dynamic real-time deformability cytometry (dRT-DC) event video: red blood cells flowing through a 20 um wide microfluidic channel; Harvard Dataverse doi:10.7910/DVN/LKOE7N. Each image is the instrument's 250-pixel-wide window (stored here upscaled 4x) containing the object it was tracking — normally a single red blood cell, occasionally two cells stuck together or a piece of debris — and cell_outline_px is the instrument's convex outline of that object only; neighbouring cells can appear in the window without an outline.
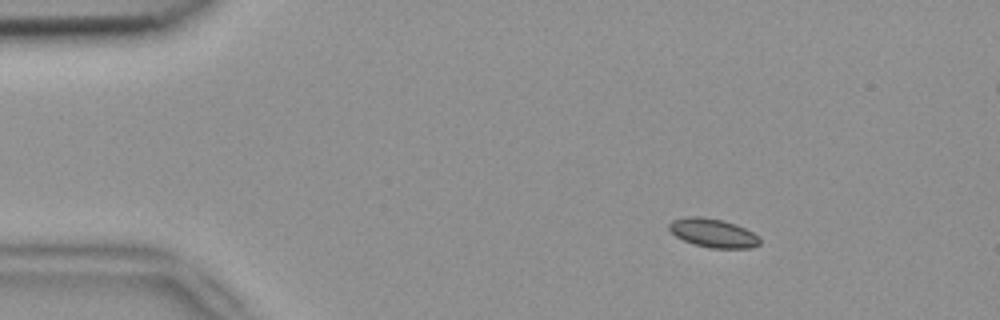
{"species": "common noctule bat (a hibernating species)", "species_latin": "Nyctalus noctula", "temperature_condition": "room temperature", "stored_images_in_passage": 5, "camera_frame_rate_fps": 3000, "um_per_image_px": 0.085, "animal": {"sex": "female", "body_mass_g": 18.4}, "frame": {"image": 1, "passage_image": 1, "time_ms": 0.0, "image_size_px": [1000, 320], "cell_outline_px": [[760, 244], [752, 248], [712, 248], [692, 244], [676, 236], [668, 228], [668, 224], [672, 220], [684, 216], [704, 216], [724, 220], [736, 224], [752, 232], [760, 240]], "centroid_in_image_um": [60.58, 19.79], "position_along_channel_um": 24.4, "area_um2": 15.32}}